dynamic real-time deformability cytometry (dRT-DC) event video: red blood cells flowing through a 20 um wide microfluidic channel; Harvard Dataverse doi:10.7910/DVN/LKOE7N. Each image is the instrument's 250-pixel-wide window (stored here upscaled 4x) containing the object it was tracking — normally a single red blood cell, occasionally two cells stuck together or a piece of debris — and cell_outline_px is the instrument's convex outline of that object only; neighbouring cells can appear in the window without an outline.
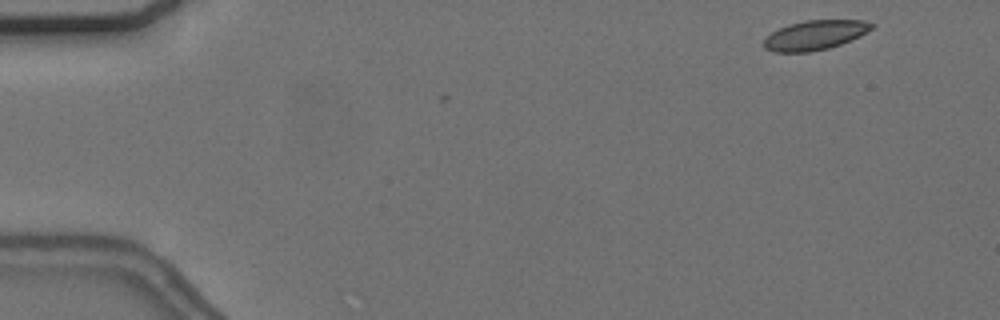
{"species": "common noctule bat (a hibernating species)", "species_latin": "Nyctalus noctula", "temperature_condition": "cold", "stored_images_in_passage": 5, "camera_frame_rate_fps": 3000, "um_per_image_px": 0.085, "animal": {"sex": "female", "body_mass_g": 24.6, "forearm_length_mm": 56.2}, "frame": {"image": 1, "passage_image": 2, "time_ms": 0.333, "image_size_px": [1000, 320], "cell_outline_px": [[876, 24], [872, 28], [860, 36], [852, 40], [828, 48], [808, 52], [776, 52], [764, 48], [764, 36], [788, 24], [804, 20], [864, 20]], "centroid_in_image_um": [69.27, 2.97], "position_along_channel_um": 15.7, "area_um2": 18.61}}